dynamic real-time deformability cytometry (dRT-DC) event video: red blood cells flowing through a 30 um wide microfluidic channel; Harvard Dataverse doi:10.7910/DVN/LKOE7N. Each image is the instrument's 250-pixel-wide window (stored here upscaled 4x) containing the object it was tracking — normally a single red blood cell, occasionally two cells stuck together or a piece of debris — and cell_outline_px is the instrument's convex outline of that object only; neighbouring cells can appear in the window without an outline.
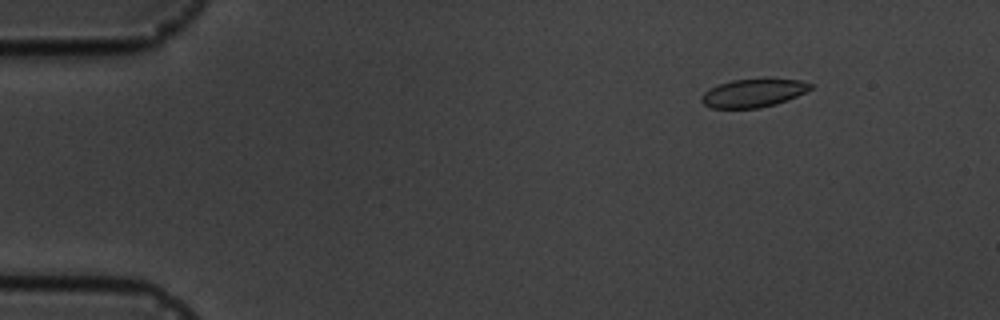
{"species": "common noctule bat (a hibernating species)", "species_latin": "Nyctalus noctula", "temperature_condition": "cold", "stored_images_in_passage": 5, "camera_frame_rate_fps": 3000, "um_per_image_px": 0.085, "animal": {"sex": "male", "body_mass_g": 19.5, "forearm_length_mm": 54.6}, "frame": {"image": 1, "passage_image": 2, "time_ms": 1.0, "image_size_px": [1000, 320], "cell_outline_px": [[812, 88], [788, 100], [776, 104], [760, 108], [712, 108], [704, 104], [700, 100], [704, 92], [720, 84], [732, 80], [764, 76], [800, 80], [812, 84]], "centroid_in_image_um": [64.07, 7.87], "position_along_channel_um": 20.9, "area_um2": 18.44}}
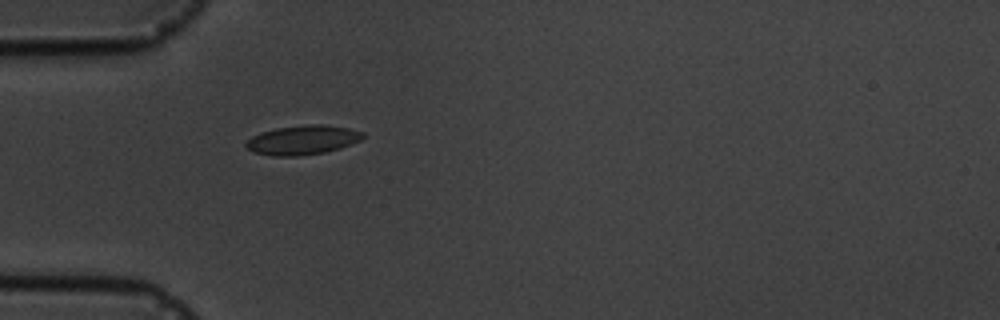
{"frame": {"image": 2, "passage_image": 5, "time_ms": 4.333, "image_size_px": [1000, 320], "cell_outline_px": [[364, 136], [360, 140], [340, 148], [324, 152], [300, 156], [272, 156], [252, 152], [244, 144], [252, 136], [260, 132], [276, 128], [304, 124], [324, 124], [348, 128], [364, 132]], "centroid_in_image_um": [25.7, 11.89], "position_along_channel_um": 59.3, "area_um2": 20.06}}